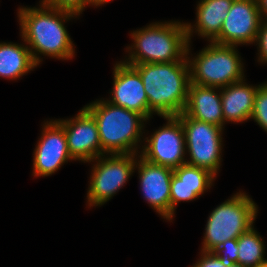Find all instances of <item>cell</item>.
<instances>
[{
  "label": "cell",
  "instance_id": "cell-7",
  "mask_svg": "<svg viewBox=\"0 0 267 267\" xmlns=\"http://www.w3.org/2000/svg\"><path fill=\"white\" fill-rule=\"evenodd\" d=\"M176 117L185 132L186 151L188 149L190 155L186 163L207 169L216 176L221 166L223 128L195 120L184 112Z\"/></svg>",
  "mask_w": 267,
  "mask_h": 267
},
{
  "label": "cell",
  "instance_id": "cell-12",
  "mask_svg": "<svg viewBox=\"0 0 267 267\" xmlns=\"http://www.w3.org/2000/svg\"><path fill=\"white\" fill-rule=\"evenodd\" d=\"M41 135L33 158V175L36 177L54 174L63 163L73 160L68 151L64 128L56 120L47 121Z\"/></svg>",
  "mask_w": 267,
  "mask_h": 267
},
{
  "label": "cell",
  "instance_id": "cell-4",
  "mask_svg": "<svg viewBox=\"0 0 267 267\" xmlns=\"http://www.w3.org/2000/svg\"><path fill=\"white\" fill-rule=\"evenodd\" d=\"M95 119L101 149L107 155L138 154L146 119L139 113L98 100L84 107Z\"/></svg>",
  "mask_w": 267,
  "mask_h": 267
},
{
  "label": "cell",
  "instance_id": "cell-17",
  "mask_svg": "<svg viewBox=\"0 0 267 267\" xmlns=\"http://www.w3.org/2000/svg\"><path fill=\"white\" fill-rule=\"evenodd\" d=\"M241 80L221 88V105L225 122H243L251 118L255 95L259 86Z\"/></svg>",
  "mask_w": 267,
  "mask_h": 267
},
{
  "label": "cell",
  "instance_id": "cell-24",
  "mask_svg": "<svg viewBox=\"0 0 267 267\" xmlns=\"http://www.w3.org/2000/svg\"><path fill=\"white\" fill-rule=\"evenodd\" d=\"M256 43L259 48V62L267 63V20H262Z\"/></svg>",
  "mask_w": 267,
  "mask_h": 267
},
{
  "label": "cell",
  "instance_id": "cell-23",
  "mask_svg": "<svg viewBox=\"0 0 267 267\" xmlns=\"http://www.w3.org/2000/svg\"><path fill=\"white\" fill-rule=\"evenodd\" d=\"M41 3L45 6L69 11L76 15H80L87 4L94 5L93 0H42Z\"/></svg>",
  "mask_w": 267,
  "mask_h": 267
},
{
  "label": "cell",
  "instance_id": "cell-3",
  "mask_svg": "<svg viewBox=\"0 0 267 267\" xmlns=\"http://www.w3.org/2000/svg\"><path fill=\"white\" fill-rule=\"evenodd\" d=\"M131 37L134 44L127 48L129 59L124 61L129 65L187 61L189 42L185 23H151L131 33Z\"/></svg>",
  "mask_w": 267,
  "mask_h": 267
},
{
  "label": "cell",
  "instance_id": "cell-16",
  "mask_svg": "<svg viewBox=\"0 0 267 267\" xmlns=\"http://www.w3.org/2000/svg\"><path fill=\"white\" fill-rule=\"evenodd\" d=\"M220 90L218 94L215 90ZM189 117L224 128L221 88L190 83L185 109Z\"/></svg>",
  "mask_w": 267,
  "mask_h": 267
},
{
  "label": "cell",
  "instance_id": "cell-20",
  "mask_svg": "<svg viewBox=\"0 0 267 267\" xmlns=\"http://www.w3.org/2000/svg\"><path fill=\"white\" fill-rule=\"evenodd\" d=\"M263 238L252 226L249 230L238 237V260L237 263L244 267H264L265 245Z\"/></svg>",
  "mask_w": 267,
  "mask_h": 267
},
{
  "label": "cell",
  "instance_id": "cell-10",
  "mask_svg": "<svg viewBox=\"0 0 267 267\" xmlns=\"http://www.w3.org/2000/svg\"><path fill=\"white\" fill-rule=\"evenodd\" d=\"M261 22L257 0H234L219 35L212 42L235 46L255 43Z\"/></svg>",
  "mask_w": 267,
  "mask_h": 267
},
{
  "label": "cell",
  "instance_id": "cell-27",
  "mask_svg": "<svg viewBox=\"0 0 267 267\" xmlns=\"http://www.w3.org/2000/svg\"><path fill=\"white\" fill-rule=\"evenodd\" d=\"M111 0H93L94 6L104 5Z\"/></svg>",
  "mask_w": 267,
  "mask_h": 267
},
{
  "label": "cell",
  "instance_id": "cell-11",
  "mask_svg": "<svg viewBox=\"0 0 267 267\" xmlns=\"http://www.w3.org/2000/svg\"><path fill=\"white\" fill-rule=\"evenodd\" d=\"M65 131L67 147L73 160L93 162L105 153L101 149L97 123L83 107L75 118L56 120Z\"/></svg>",
  "mask_w": 267,
  "mask_h": 267
},
{
  "label": "cell",
  "instance_id": "cell-19",
  "mask_svg": "<svg viewBox=\"0 0 267 267\" xmlns=\"http://www.w3.org/2000/svg\"><path fill=\"white\" fill-rule=\"evenodd\" d=\"M35 67L27 45L0 43V77L16 80Z\"/></svg>",
  "mask_w": 267,
  "mask_h": 267
},
{
  "label": "cell",
  "instance_id": "cell-14",
  "mask_svg": "<svg viewBox=\"0 0 267 267\" xmlns=\"http://www.w3.org/2000/svg\"><path fill=\"white\" fill-rule=\"evenodd\" d=\"M138 168L143 196L151 207L166 220H171L170 186L173 169L151 163L138 156Z\"/></svg>",
  "mask_w": 267,
  "mask_h": 267
},
{
  "label": "cell",
  "instance_id": "cell-15",
  "mask_svg": "<svg viewBox=\"0 0 267 267\" xmlns=\"http://www.w3.org/2000/svg\"><path fill=\"white\" fill-rule=\"evenodd\" d=\"M216 176L204 168L188 163L173 169L170 186L171 220L178 202L192 201L212 186Z\"/></svg>",
  "mask_w": 267,
  "mask_h": 267
},
{
  "label": "cell",
  "instance_id": "cell-2",
  "mask_svg": "<svg viewBox=\"0 0 267 267\" xmlns=\"http://www.w3.org/2000/svg\"><path fill=\"white\" fill-rule=\"evenodd\" d=\"M141 76L149 109L161 117L177 116L186 106L190 85L188 61L132 65Z\"/></svg>",
  "mask_w": 267,
  "mask_h": 267
},
{
  "label": "cell",
  "instance_id": "cell-28",
  "mask_svg": "<svg viewBox=\"0 0 267 267\" xmlns=\"http://www.w3.org/2000/svg\"><path fill=\"white\" fill-rule=\"evenodd\" d=\"M228 267H244V266H242V265H240V264H238V263H234L233 265L228 266Z\"/></svg>",
  "mask_w": 267,
  "mask_h": 267
},
{
  "label": "cell",
  "instance_id": "cell-13",
  "mask_svg": "<svg viewBox=\"0 0 267 267\" xmlns=\"http://www.w3.org/2000/svg\"><path fill=\"white\" fill-rule=\"evenodd\" d=\"M112 99L109 103L141 114L149 120L153 112L149 109L148 98L138 71L127 63L119 62L114 66Z\"/></svg>",
  "mask_w": 267,
  "mask_h": 267
},
{
  "label": "cell",
  "instance_id": "cell-9",
  "mask_svg": "<svg viewBox=\"0 0 267 267\" xmlns=\"http://www.w3.org/2000/svg\"><path fill=\"white\" fill-rule=\"evenodd\" d=\"M163 118L167 120L166 125L156 130L150 139H144L147 144L142 146L140 156L151 163L175 169L186 163L185 132L176 116Z\"/></svg>",
  "mask_w": 267,
  "mask_h": 267
},
{
  "label": "cell",
  "instance_id": "cell-5",
  "mask_svg": "<svg viewBox=\"0 0 267 267\" xmlns=\"http://www.w3.org/2000/svg\"><path fill=\"white\" fill-rule=\"evenodd\" d=\"M186 58L190 71V83L222 88L244 80L243 63L235 45L211 42L193 59Z\"/></svg>",
  "mask_w": 267,
  "mask_h": 267
},
{
  "label": "cell",
  "instance_id": "cell-25",
  "mask_svg": "<svg viewBox=\"0 0 267 267\" xmlns=\"http://www.w3.org/2000/svg\"><path fill=\"white\" fill-rule=\"evenodd\" d=\"M193 267H226L213 251H202L201 258Z\"/></svg>",
  "mask_w": 267,
  "mask_h": 267
},
{
  "label": "cell",
  "instance_id": "cell-18",
  "mask_svg": "<svg viewBox=\"0 0 267 267\" xmlns=\"http://www.w3.org/2000/svg\"><path fill=\"white\" fill-rule=\"evenodd\" d=\"M234 0H200L197 8L196 24L191 26L185 23L188 42L191 40L193 31L198 35L206 37L212 42L220 33L224 19L228 15V11ZM194 28V29H193Z\"/></svg>",
  "mask_w": 267,
  "mask_h": 267
},
{
  "label": "cell",
  "instance_id": "cell-1",
  "mask_svg": "<svg viewBox=\"0 0 267 267\" xmlns=\"http://www.w3.org/2000/svg\"><path fill=\"white\" fill-rule=\"evenodd\" d=\"M40 4V8L18 9L22 40L29 45L33 61L39 65L42 61L39 54L64 60L72 59L75 54L74 44L64 23L78 15Z\"/></svg>",
  "mask_w": 267,
  "mask_h": 267
},
{
  "label": "cell",
  "instance_id": "cell-26",
  "mask_svg": "<svg viewBox=\"0 0 267 267\" xmlns=\"http://www.w3.org/2000/svg\"><path fill=\"white\" fill-rule=\"evenodd\" d=\"M257 3L262 20H267V0H257Z\"/></svg>",
  "mask_w": 267,
  "mask_h": 267
},
{
  "label": "cell",
  "instance_id": "cell-21",
  "mask_svg": "<svg viewBox=\"0 0 267 267\" xmlns=\"http://www.w3.org/2000/svg\"><path fill=\"white\" fill-rule=\"evenodd\" d=\"M251 119L267 132V83L258 87Z\"/></svg>",
  "mask_w": 267,
  "mask_h": 267
},
{
  "label": "cell",
  "instance_id": "cell-6",
  "mask_svg": "<svg viewBox=\"0 0 267 267\" xmlns=\"http://www.w3.org/2000/svg\"><path fill=\"white\" fill-rule=\"evenodd\" d=\"M257 205L245 193H236L217 206L205 227L202 251H214L227 240L249 230L257 216Z\"/></svg>",
  "mask_w": 267,
  "mask_h": 267
},
{
  "label": "cell",
  "instance_id": "cell-8",
  "mask_svg": "<svg viewBox=\"0 0 267 267\" xmlns=\"http://www.w3.org/2000/svg\"><path fill=\"white\" fill-rule=\"evenodd\" d=\"M136 156L137 154H111L107 158L102 155L94 159L97 163L94 164L87 192L90 207L105 204L125 185L134 172Z\"/></svg>",
  "mask_w": 267,
  "mask_h": 267
},
{
  "label": "cell",
  "instance_id": "cell-22",
  "mask_svg": "<svg viewBox=\"0 0 267 267\" xmlns=\"http://www.w3.org/2000/svg\"><path fill=\"white\" fill-rule=\"evenodd\" d=\"M226 267L237 263L238 260V238L230 239L222 243L213 251Z\"/></svg>",
  "mask_w": 267,
  "mask_h": 267
}]
</instances>
